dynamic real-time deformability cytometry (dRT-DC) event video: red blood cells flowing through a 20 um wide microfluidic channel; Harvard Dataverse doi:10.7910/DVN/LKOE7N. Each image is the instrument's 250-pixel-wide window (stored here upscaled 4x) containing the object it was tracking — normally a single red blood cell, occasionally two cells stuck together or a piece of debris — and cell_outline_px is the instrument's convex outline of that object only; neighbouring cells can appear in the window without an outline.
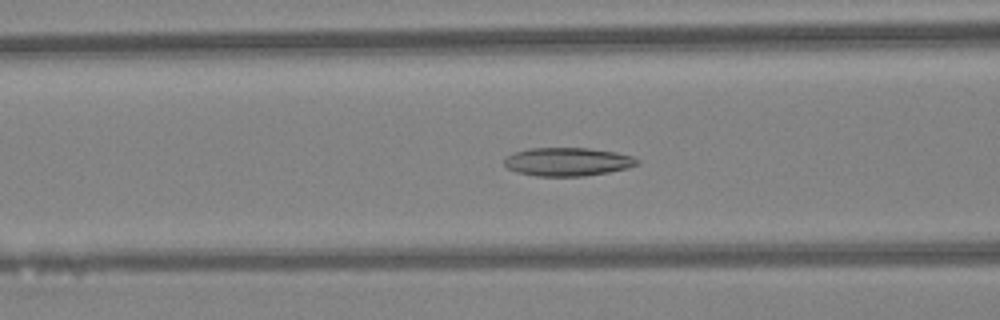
{"species": "Egyptian fruit bat (a non-hibernating species)", "species_latin": "Rousettus aegyptiacus", "temperature_condition": "warm", "stored_images_in_passage": 46, "camera_frame_rate_fps": 3000, "um_per_image_px": 0.085, "animal": {"sex": "female"}, "frame": {"image": 1, "passage_image": 19, "time_ms": 6.0, "image_size_px": [1000, 320], "cell_outline_px": [[640, 164], [628, 168], [608, 172], [584, 176], [536, 176], [516, 172], [508, 168], [504, 164], [504, 160], [508, 156], [516, 152], [528, 148], [588, 148], [616, 152], [632, 156], [640, 160]], "centroid_in_image_um": [48.28, 13.75], "position_along_channel_um": 118.3, "area_um2": 22.02}}
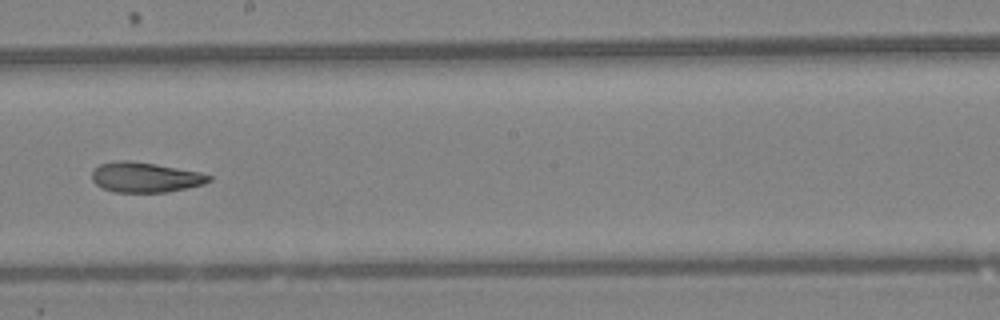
{"frame": {"image": 2, "passage_image": 27, "time_ms": 8.667, "image_size_px": [1000, 320], "cell_outline_px": [[212, 180], [204, 184], [168, 192], [116, 192], [104, 188], [96, 184], [92, 180], [92, 172], [100, 164], [120, 160], [128, 160], [156, 164], [200, 172], [212, 176]], "centroid_in_image_um": [12.37, 15.07], "position_along_channel_um": 235.8, "area_um2": 20.4}}
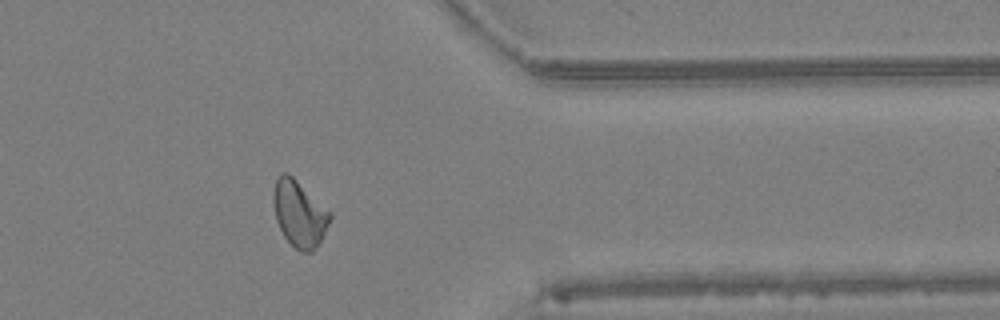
{"frame": {"image": 3, "passage_image": 38, "time_ms": 12.333, "image_size_px": [1000, 320], "cell_outline_px": [[332, 216], [320, 240], [312, 252], [300, 252], [284, 236], [276, 220], [272, 200], [272, 192], [276, 176], [280, 172], [288, 172], [332, 212]], "centroid_in_image_um": [25.41, 18.1], "position_along_channel_um": 386.0, "area_um2": 21.96}, "authors_computed_cell_mechanics": {"area_um2": 21.9929, "velocity_mm_per_s": 4.4381, "shape_relaxation_time_tau1_ms": null, "shape_relaxation_time_tau2_ms": 3.465, "deformation_change_tau1": null, "deformation_change_tau2": 0.1124}}